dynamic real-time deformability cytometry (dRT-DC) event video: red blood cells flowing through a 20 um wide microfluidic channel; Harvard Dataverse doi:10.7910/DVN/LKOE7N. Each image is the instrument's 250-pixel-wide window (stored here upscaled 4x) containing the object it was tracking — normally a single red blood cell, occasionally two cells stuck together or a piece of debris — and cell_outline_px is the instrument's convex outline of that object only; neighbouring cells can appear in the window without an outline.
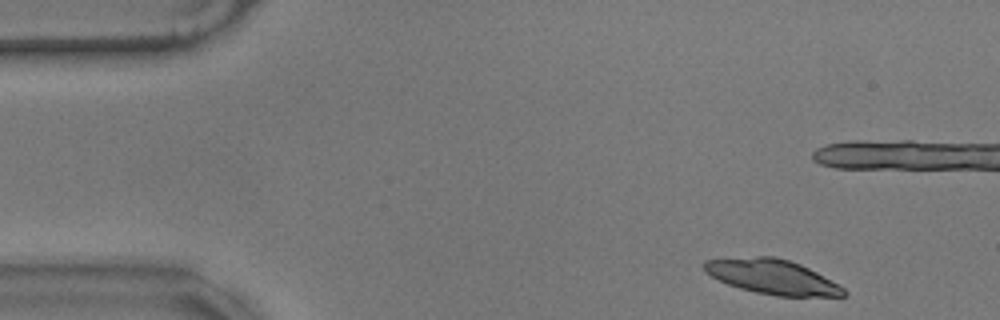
{"species": "common noctule bat (a hibernating species)", "species_latin": "Nyctalus noctula", "temperature_condition": "warm", "stored_images_in_passage": 32, "camera_frame_rate_fps": 3000, "um_per_image_px": 0.085, "animal": {"sex": "male", "body_mass_g": 17.9}, "frame": {"image": 1, "passage_image": 2, "time_ms": 0.333, "image_size_px": [1000, 320], "cell_outline_px": [[848, 292], [844, 296], [776, 296], [756, 292], [740, 288], [728, 284], [712, 276], [704, 268], [704, 260], [756, 256], [772, 256], [788, 260], [800, 264], [816, 272], [844, 288]], "centroid_in_image_um": [65.66, 23.53], "position_along_channel_um": 19.3, "area_um2": 27.74}}
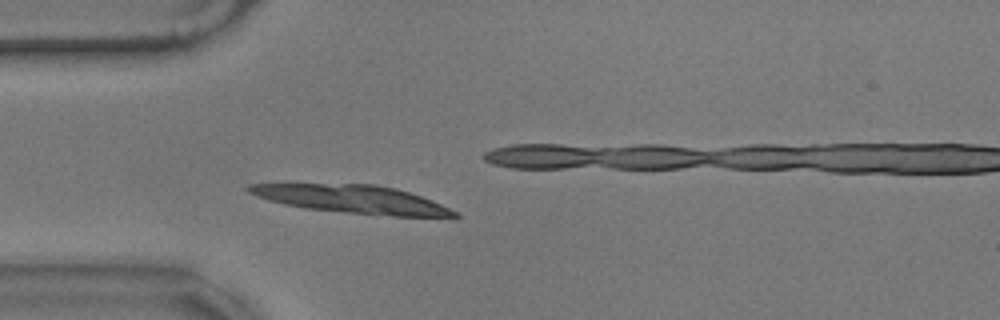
{"frame": {"image": 2, "passage_image": 12, "time_ms": 3.667, "image_size_px": [1000, 320], "cell_outline_px": [[460, 216], [456, 220], [392, 216], [344, 212], [304, 208], [284, 204], [268, 200], [248, 192], [244, 188], [248, 184], [376, 184], [396, 188], [432, 200], [460, 212]], "centroid_in_image_um": [30.15, 16.97], "position_along_channel_um": 54.9, "area_um2": 34.39}}